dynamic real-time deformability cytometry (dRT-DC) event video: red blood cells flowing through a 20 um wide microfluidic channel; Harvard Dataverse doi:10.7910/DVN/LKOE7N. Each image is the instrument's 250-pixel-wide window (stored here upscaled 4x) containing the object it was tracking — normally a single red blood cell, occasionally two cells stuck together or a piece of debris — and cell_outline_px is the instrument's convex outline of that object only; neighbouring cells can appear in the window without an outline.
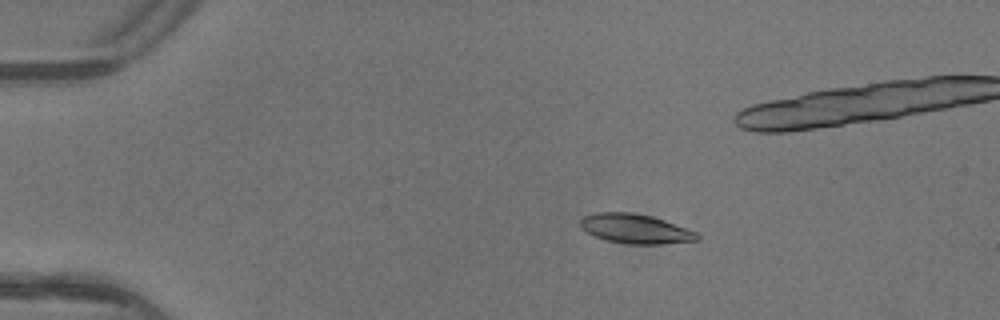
{"species": "common noctule bat (a hibernating species)", "species_latin": "Nyctalus noctula", "temperature_condition": "warm", "stored_images_in_passage": 5, "camera_frame_rate_fps": 3000, "um_per_image_px": 0.085, "animal": {"sex": "female"}, "frame": {"image": 1, "passage_image": 3, "time_ms": 0.667, "image_size_px": [1000, 320], "cell_outline_px": [[700, 240], [660, 244], [632, 244], [608, 240], [596, 236], [580, 228], [580, 220], [584, 216], [596, 212], [632, 212], [652, 216], [664, 220], [696, 232], [700, 236]], "centroid_in_image_um": [54.01, 19.43], "position_along_channel_um": 31.0, "area_um2": 19.88}}